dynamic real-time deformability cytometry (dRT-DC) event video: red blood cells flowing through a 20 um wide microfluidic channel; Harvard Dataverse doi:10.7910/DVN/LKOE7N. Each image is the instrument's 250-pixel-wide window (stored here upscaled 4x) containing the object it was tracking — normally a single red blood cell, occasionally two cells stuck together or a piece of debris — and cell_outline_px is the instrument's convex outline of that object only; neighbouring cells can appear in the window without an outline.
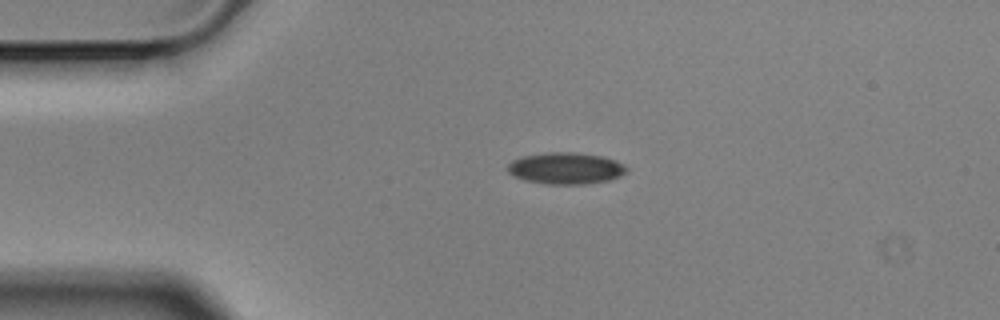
{"species": "Egyptian fruit bat (a non-hibernating species)", "species_latin": "Rousettus aegyptiacus", "temperature_condition": "cold", "stored_images_in_passage": 2, "camera_frame_rate_fps": 3000, "um_per_image_px": 0.085, "animal": {"sex": "male"}, "frame": {"image": 1, "passage_image": 1, "time_ms": 0.0, "image_size_px": [1000, 320], "cell_outline_px": [[628, 172], [620, 176], [608, 180], [588, 184], [548, 184], [524, 180], [508, 172], [508, 164], [512, 160], [524, 156], [548, 152], [576, 152], [600, 156], [616, 160], [624, 164], [628, 168]], "centroid_in_image_um": [48.13, 14.3], "position_along_channel_um": 36.9, "area_um2": 21.91}}